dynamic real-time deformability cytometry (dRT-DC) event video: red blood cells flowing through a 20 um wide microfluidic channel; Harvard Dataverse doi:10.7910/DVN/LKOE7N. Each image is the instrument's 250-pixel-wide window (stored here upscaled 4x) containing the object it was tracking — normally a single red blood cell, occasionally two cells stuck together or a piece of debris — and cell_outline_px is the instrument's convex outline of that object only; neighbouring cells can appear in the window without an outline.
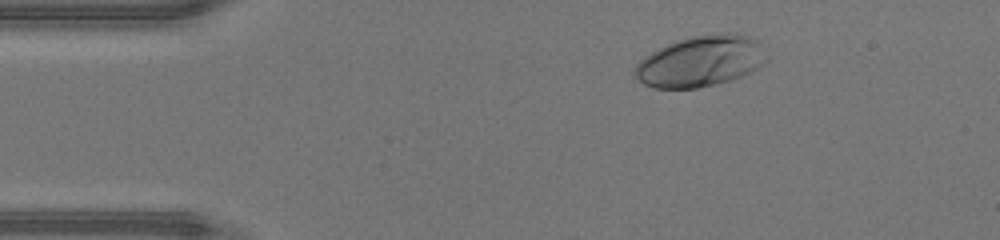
{"species": "human", "species_latin": "Homo sapiens", "temperature_condition": "warm", "stored_images_in_passage": 45, "camera_frame_rate_fps": 3000, "um_per_image_px": 0.085, "donor": {"sex": "male"}, "frame": {"image": 1, "passage_image": 7, "time_ms": 2.0, "image_size_px": [1000, 240], "cell_outline_px": [[768, 60], [764, 64], [732, 80], [716, 84], [696, 88], [652, 88], [644, 84], [632, 72], [636, 64], [644, 56], [672, 40], [688, 36], [724, 32], [736, 32], [760, 40], [768, 56]], "centroid_in_image_um": [59.57, 5.17], "position_along_channel_um": 25.4, "area_um2": 39.88}}
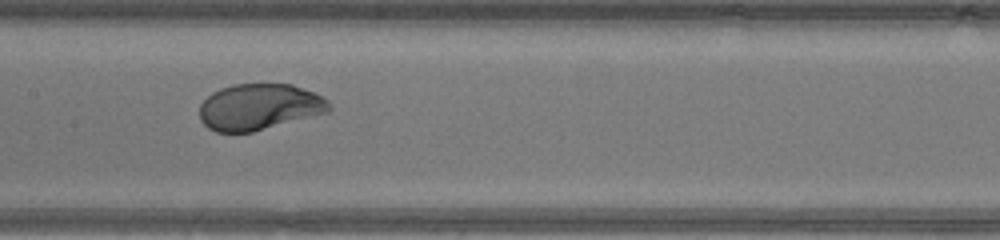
{"frame": {"image": 2, "passage_image": 22, "time_ms": 7.0, "image_size_px": [1000, 240], "cell_outline_px": [[332, 108], [328, 112], [252, 132], [216, 132], [208, 128], [200, 120], [200, 104], [212, 92], [220, 88], [232, 84], [292, 84], [312, 92], [328, 100]], "centroid_in_image_um": [22.01, 9.09], "position_along_channel_um": 185.4, "area_um2": 34.8}}
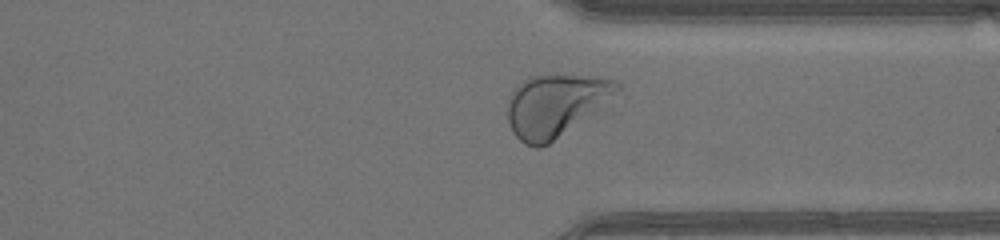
{"frame": {"image": 3, "passage_image": 34, "time_ms": 11.0, "image_size_px": [1000, 240], "cell_outline_px": [[620, 88], [548, 144], [540, 148], [536, 148], [524, 144], [512, 132], [508, 120], [508, 96], [524, 80], [532, 76], [592, 76], [616, 80], [620, 84]], "centroid_in_image_um": [47.1, 8.95], "position_along_channel_um": 364.3, "area_um2": 37.8}, "authors_computed_cell_mechanics": {"area_um2": 37.8012, "velocity_mm_per_s": 4.4863, "shape_relaxation_time_tau1_ms": 2.2641, "shape_relaxation_time_tau2_ms": null, "deformation_change_tau1": 0.1715, "deformation_change_tau2": null}}